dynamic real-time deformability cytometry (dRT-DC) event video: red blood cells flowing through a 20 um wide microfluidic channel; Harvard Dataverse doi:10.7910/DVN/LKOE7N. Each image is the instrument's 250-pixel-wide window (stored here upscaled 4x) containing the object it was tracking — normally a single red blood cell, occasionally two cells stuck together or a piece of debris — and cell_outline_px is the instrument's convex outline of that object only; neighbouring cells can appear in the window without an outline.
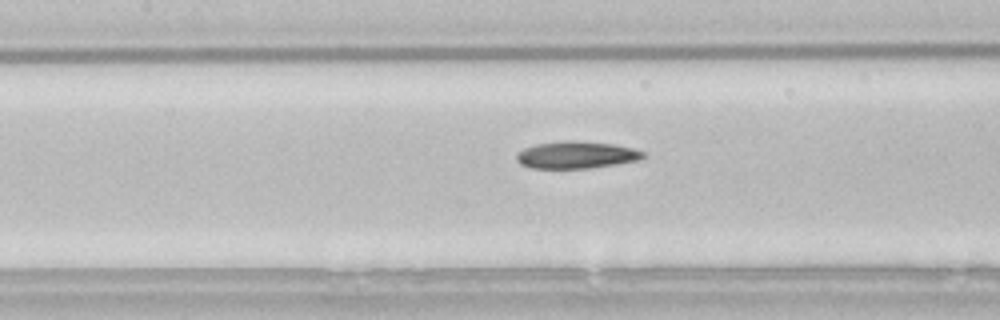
{"species": "common noctule bat (a hibernating species)", "species_latin": "Nyctalus noctula", "temperature_condition": "room temperature", "stored_images_in_passage": 36, "camera_frame_rate_fps": 3000, "um_per_image_px": 0.085, "animal": {"sex": "male", "body_mass_g": 21.5, "forearm_length_mm": 52.0}, "frame": {"image": 1, "passage_image": 11, "time_ms": 3.333, "image_size_px": [1000, 320], "cell_outline_px": [[644, 156], [640, 160], [616, 164], [588, 168], [532, 168], [520, 164], [516, 160], [516, 152], [524, 148], [536, 144], [564, 140], [576, 140], [612, 144], [632, 148], [644, 152]], "centroid_in_image_um": [48.95, 13.16], "position_along_channel_um": 158.5, "area_um2": 20.06}}
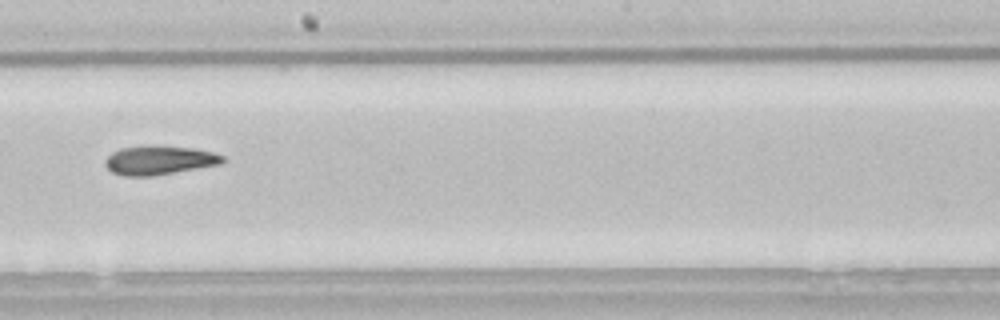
{"frame": {"image": 2, "passage_image": 17, "time_ms": 5.333, "image_size_px": [1000, 320], "cell_outline_px": [[224, 160], [220, 164], [152, 176], [124, 176], [112, 172], [104, 164], [104, 160], [112, 152], [120, 148], [192, 148], [212, 152], [224, 156]], "centroid_in_image_um": [13.51, 13.66], "position_along_channel_um": 234.7, "area_um2": 18.9}}
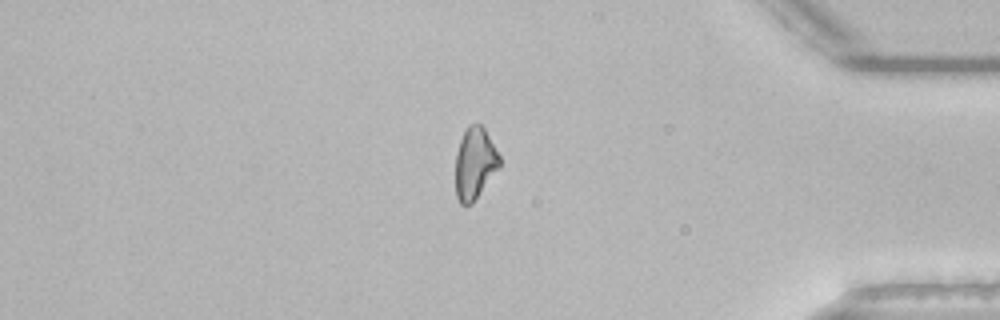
{"frame": {"image": 3, "passage_image": 32, "time_ms": 10.333, "image_size_px": [1000, 320], "cell_outline_px": [[500, 168], [472, 204], [460, 204], [456, 196], [456, 152], [460, 140], [468, 124], [480, 124], [484, 128], [500, 156]], "centroid_in_image_um": [40.36, 13.9], "position_along_channel_um": 394.8, "area_um2": 18.44}, "authors_computed_cell_mechanics": {"area_um2": 19.5942, "velocity_mm_per_s": 3.8177, "shape_relaxation_time_tau1_ms": 6.6809, "shape_relaxation_time_tau2_ms": 6.304, "deformation_change_tau1": 0.1533, "deformation_change_tau2": 0.1512}}